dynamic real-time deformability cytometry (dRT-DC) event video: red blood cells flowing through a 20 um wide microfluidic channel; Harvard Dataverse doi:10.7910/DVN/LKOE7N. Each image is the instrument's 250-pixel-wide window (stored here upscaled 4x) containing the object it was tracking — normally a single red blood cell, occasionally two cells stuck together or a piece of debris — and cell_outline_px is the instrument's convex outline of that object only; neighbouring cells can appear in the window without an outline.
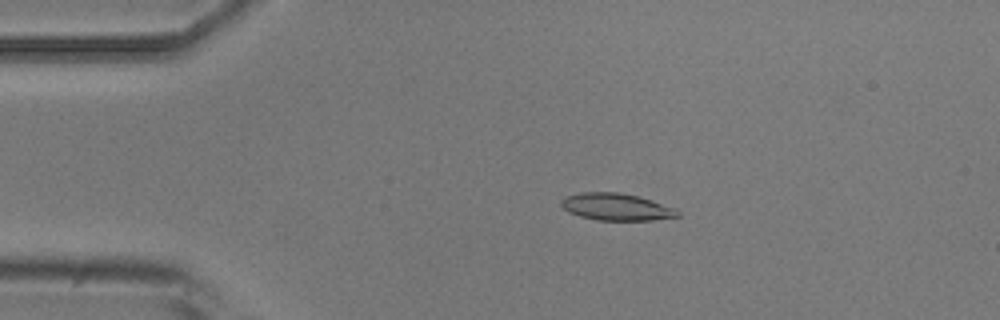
{"species": "common noctule bat (a hibernating species)", "species_latin": "Nyctalus noctula", "temperature_condition": "room temperature", "stored_images_in_passage": 5, "camera_frame_rate_fps": 3000, "um_per_image_px": 0.085, "animal": {"sex": "male", "body_mass_g": 20.5, "forearm_length_mm": 52.5}, "frame": {"image": 1, "passage_image": 2, "time_ms": 2.0, "image_size_px": [1000, 320], "cell_outline_px": [[680, 216], [652, 220], [596, 220], [580, 216], [568, 212], [560, 204], [560, 200], [564, 196], [580, 192], [620, 192], [636, 196], [676, 208], [680, 212]], "centroid_in_image_um": [52.35, 17.58], "position_along_channel_um": 32.6, "area_um2": 18.38}}